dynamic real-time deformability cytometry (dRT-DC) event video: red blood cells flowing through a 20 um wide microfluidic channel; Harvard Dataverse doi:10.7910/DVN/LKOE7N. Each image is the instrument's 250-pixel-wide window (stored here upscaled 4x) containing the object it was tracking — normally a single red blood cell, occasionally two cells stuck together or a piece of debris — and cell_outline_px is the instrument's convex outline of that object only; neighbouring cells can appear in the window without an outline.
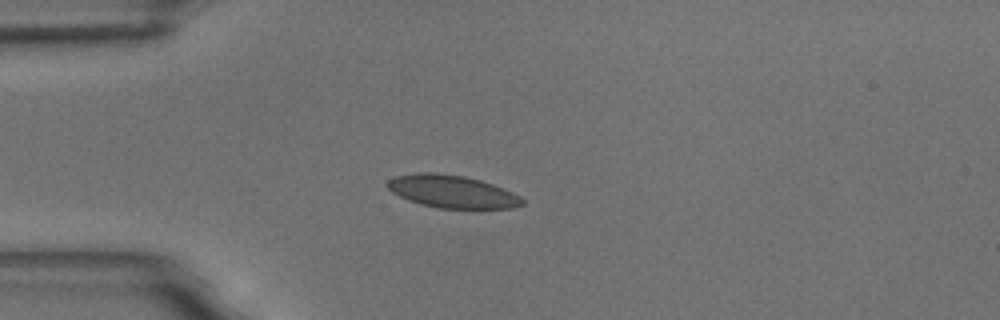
{"species": "common noctule bat (a hibernating species)", "species_latin": "Nyctalus noctula", "temperature_condition": "room temperature", "stored_images_in_passage": 42, "camera_frame_rate_fps": 3000, "um_per_image_px": 0.085, "animal": {"sex": "male", "body_mass_g": 18.8}, "frame": {"image": 1, "passage_image": 1, "time_ms": 0.0, "image_size_px": [1000, 320], "cell_outline_px": [[524, 204], [512, 208], [440, 208], [420, 204], [408, 200], [392, 192], [388, 188], [388, 180], [396, 176], [416, 172], [432, 172], [464, 176], [480, 180], [492, 184], [512, 192], [520, 196], [524, 200]], "centroid_in_image_um": [38.42, 16.28], "position_along_channel_um": 46.6, "area_um2": 25.49}}
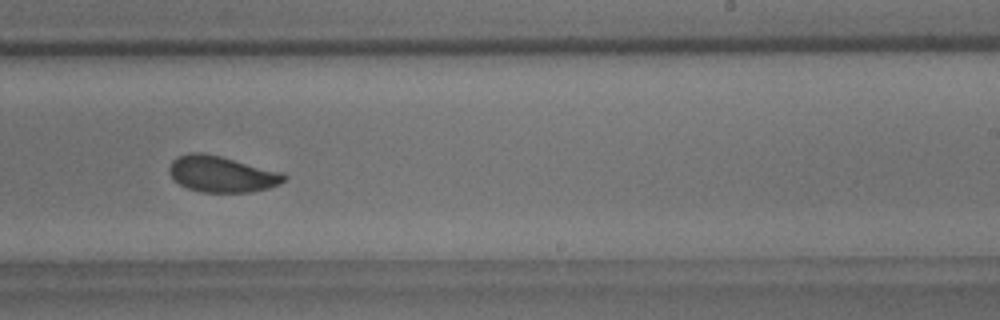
{"frame": {"image": 2, "passage_image": 21, "time_ms": 6.667, "image_size_px": [1000, 320], "cell_outline_px": [[288, 176], [280, 184], [268, 188], [248, 192], [200, 192], [188, 188], [180, 184], [168, 172], [168, 168], [172, 160], [176, 156], [188, 152], [200, 152], [220, 156], [284, 172]], "centroid_in_image_um": [18.85, 14.78], "position_along_channel_um": 270.2, "area_um2": 24.28}}
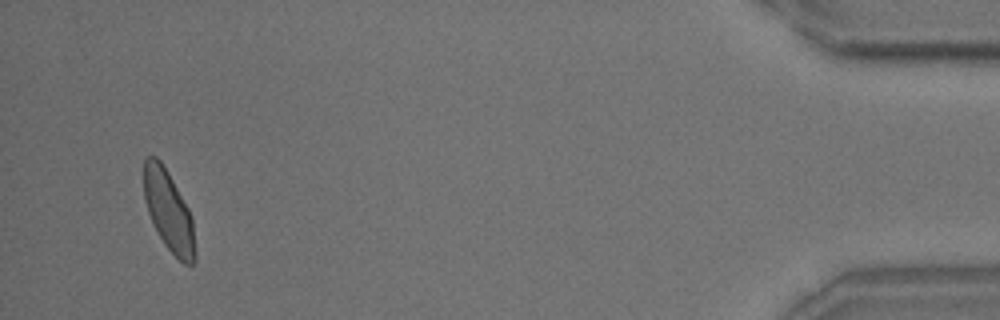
{"frame": {"image": 3, "passage_image": 40, "time_ms": 13.0, "image_size_px": [1000, 320], "cell_outline_px": [[196, 264], [184, 264], [164, 244], [148, 212], [144, 196], [144, 160], [148, 156], [156, 156], [160, 160], [168, 172], [188, 208], [192, 216], [196, 256]], "centroid_in_image_um": [14.35, 17.94], "position_along_channel_um": 420.8, "area_um2": 23.7}, "authors_computed_cell_mechanics": {"area_um2": 24.4205, "velocity_mm_per_s": 3.5984, "shape_relaxation_time_tau1_ms": 5.2208, "shape_relaxation_time_tau2_ms": 1.0452, "deformation_change_tau1": 0.1146, "deformation_change_tau2": 0.0366}}